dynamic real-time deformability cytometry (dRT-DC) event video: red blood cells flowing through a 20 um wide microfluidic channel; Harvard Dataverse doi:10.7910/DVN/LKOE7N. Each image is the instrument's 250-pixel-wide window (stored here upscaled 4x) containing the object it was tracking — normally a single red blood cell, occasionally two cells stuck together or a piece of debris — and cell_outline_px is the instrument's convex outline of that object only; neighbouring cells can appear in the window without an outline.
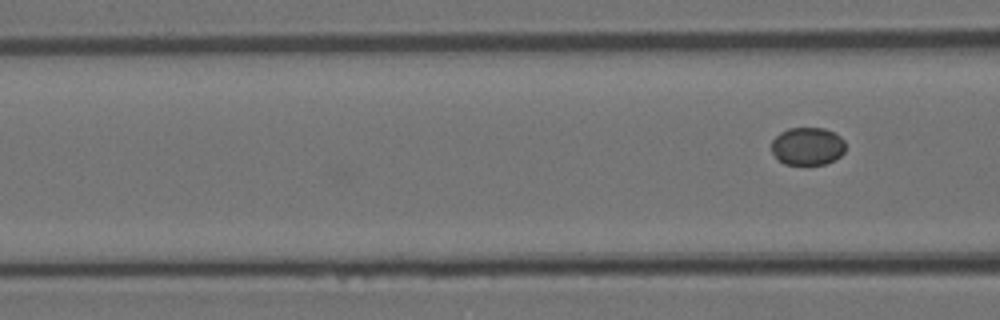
{"species": "Egyptian fruit bat (a non-hibernating species)", "species_latin": "Rousettus aegyptiacus", "temperature_condition": "room temperature", "stored_images_in_passage": 5, "camera_frame_rate_fps": 3000, "um_per_image_px": 0.085, "animal": {"sex": "female"}, "frame": {"image": 1, "passage_image": 5, "time_ms": 1.333, "image_size_px": [1000, 320], "cell_outline_px": [[844, 152], [840, 156], [824, 164], [784, 164], [776, 160], [772, 152], [772, 140], [780, 132], [788, 128], [824, 128], [836, 132], [844, 140]], "centroid_in_image_um": [68.62, 12.42], "position_along_channel_um": 98.0, "area_um2": 16.42}}